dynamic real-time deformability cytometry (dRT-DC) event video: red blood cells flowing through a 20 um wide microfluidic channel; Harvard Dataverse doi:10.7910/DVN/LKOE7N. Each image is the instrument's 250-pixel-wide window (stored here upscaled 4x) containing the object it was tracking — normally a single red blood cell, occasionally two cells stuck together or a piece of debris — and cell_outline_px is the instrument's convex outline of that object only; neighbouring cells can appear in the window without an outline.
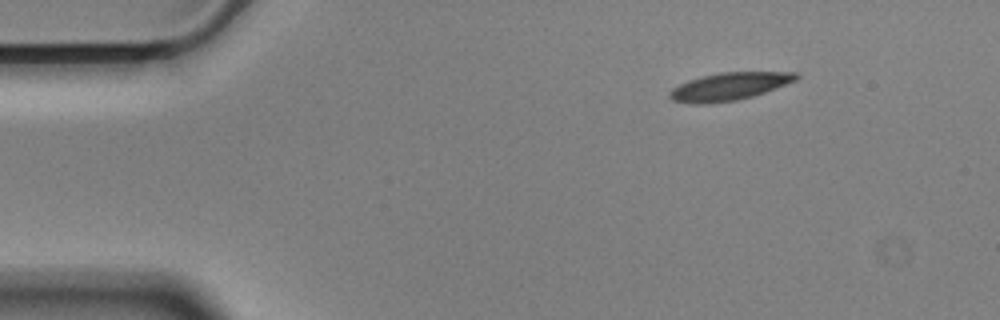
{"species": "Egyptian fruit bat (a non-hibernating species)", "species_latin": "Rousettus aegyptiacus", "temperature_condition": "cold", "stored_images_in_passage": 50, "camera_frame_rate_fps": 3000, "um_per_image_px": 0.085, "animal": {"sex": "male"}, "frame": {"image": 1, "passage_image": 1, "time_ms": 0.0, "image_size_px": [1000, 320], "cell_outline_px": [[800, 76], [796, 80], [764, 92], [752, 96], [736, 100], [704, 104], [688, 104], [672, 100], [668, 96], [668, 92], [672, 88], [688, 80], [700, 76], [720, 72], [796, 72]], "centroid_in_image_um": [61.92, 7.35], "position_along_channel_um": 23.1, "area_um2": 20.4}}
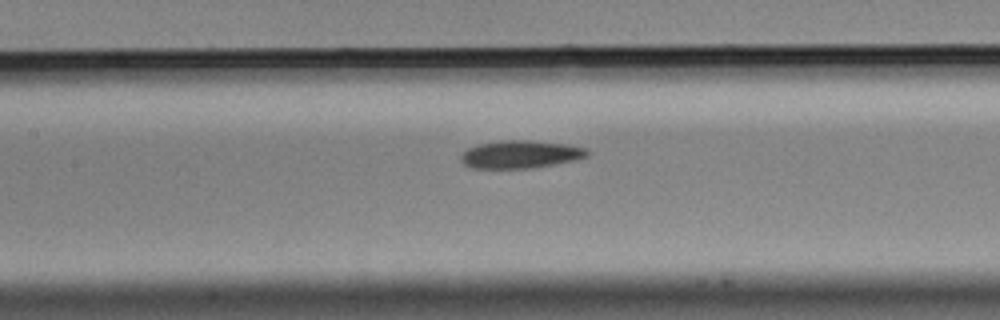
{"frame": {"image": 2, "passage_image": 19, "time_ms": 6.0, "image_size_px": [1000, 320], "cell_outline_px": [[592, 152], [588, 156], [576, 160], [532, 168], [472, 168], [464, 164], [460, 160], [460, 156], [468, 148], [480, 144], [500, 140], [528, 140], [568, 144], [588, 148]], "centroid_in_image_um": [44.29, 13.11], "position_along_channel_um": 163.1, "area_um2": 20.63}}
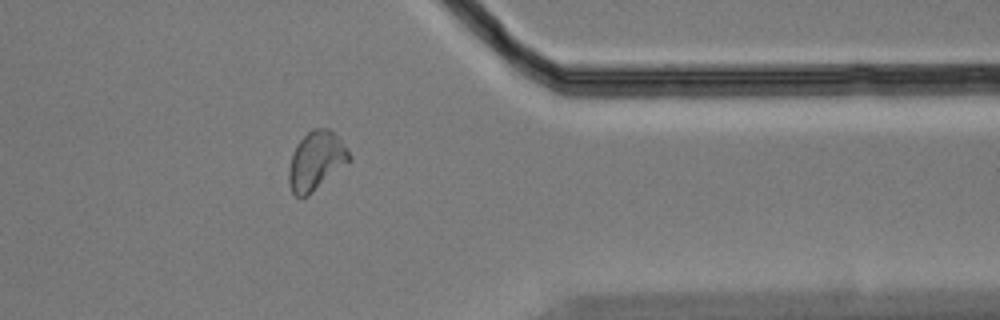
{"frame": {"image": 3, "passage_image": 39, "time_ms": 12.667, "image_size_px": [1000, 320], "cell_outline_px": [[352, 160], [308, 196], [296, 196], [292, 192], [288, 184], [288, 168], [296, 144], [312, 128], [328, 128], [336, 132], [352, 156]], "centroid_in_image_um": [26.89, 13.66], "position_along_channel_um": 384.5, "area_um2": 20.92}, "authors_computed_cell_mechanics": {"area_um2": 20.6635, "velocity_mm_per_s": 3.5281, "shape_relaxation_time_tau1_ms": 7.8023, "shape_relaxation_time_tau2_ms": 3.6925, "deformation_change_tau1": 0.1599, "deformation_change_tau2": 0.0879}}